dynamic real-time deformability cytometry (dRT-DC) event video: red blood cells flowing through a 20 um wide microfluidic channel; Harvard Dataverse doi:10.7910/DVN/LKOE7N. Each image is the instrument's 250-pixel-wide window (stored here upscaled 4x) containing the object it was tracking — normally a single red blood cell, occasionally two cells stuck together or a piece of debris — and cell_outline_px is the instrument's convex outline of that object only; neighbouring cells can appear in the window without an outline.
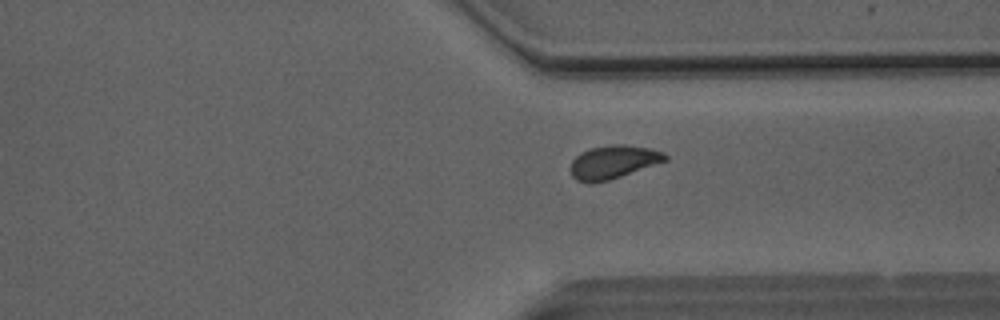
{"species": "Egyptian fruit bat (a non-hibernating species)", "species_latin": "Rousettus aegyptiacus", "temperature_condition": "room temperature", "stored_images_in_passage": 38, "camera_frame_rate_fps": 3000, "um_per_image_px": 0.085, "animal": {"sex": "male"}, "frame": {"image": 1, "passage_image": 26, "time_ms": 8.333, "image_size_px": [1000, 320], "cell_outline_px": [[668, 160], [608, 180], [592, 184], [588, 184], [576, 180], [572, 176], [568, 168], [572, 160], [580, 152], [588, 148], [612, 144], [624, 144], [648, 148], [664, 152], [668, 156]], "centroid_in_image_um": [52.06, 13.77], "position_along_channel_um": 359.3, "area_um2": 18.61}}
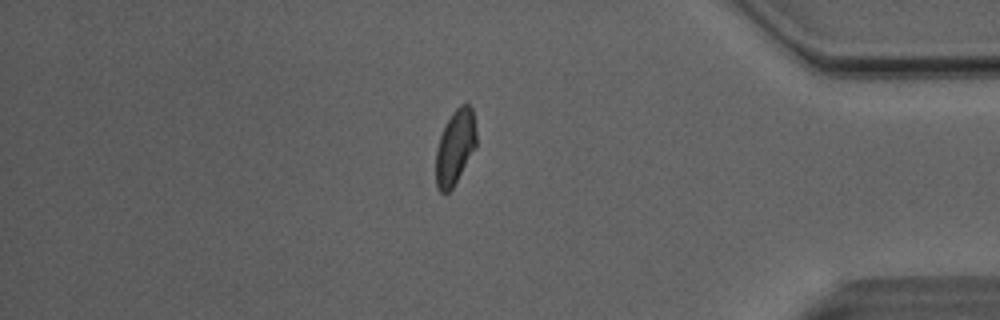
{"frame": {"image": 2, "passage_image": 31, "time_ms": 10.0, "image_size_px": [1000, 320], "cell_outline_px": [[476, 148], [452, 188], [448, 192], [440, 192], [436, 188], [436, 148], [440, 136], [452, 112], [460, 104], [468, 104], [472, 108], [476, 132]], "centroid_in_image_um": [38.68, 12.51], "position_along_channel_um": 396.5, "area_um2": 17.57}}